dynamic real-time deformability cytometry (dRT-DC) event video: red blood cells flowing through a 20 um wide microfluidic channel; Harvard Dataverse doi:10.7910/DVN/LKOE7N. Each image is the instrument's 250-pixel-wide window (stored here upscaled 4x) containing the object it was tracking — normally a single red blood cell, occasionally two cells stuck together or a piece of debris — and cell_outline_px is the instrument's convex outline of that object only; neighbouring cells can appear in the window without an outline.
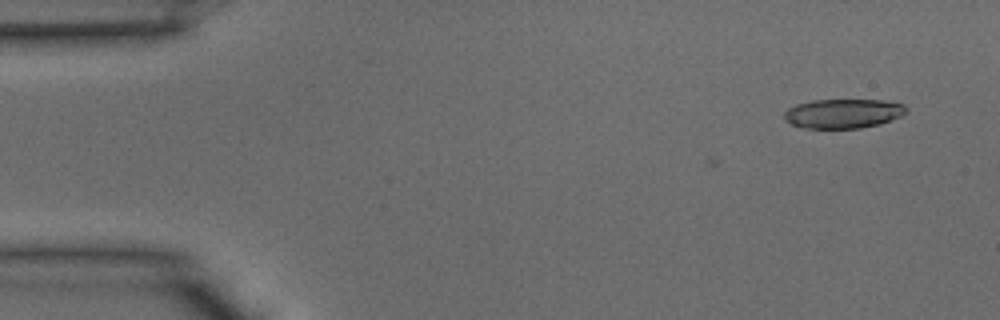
{"species": "common noctule bat (a hibernating species)", "species_latin": "Nyctalus noctula", "temperature_condition": "warm", "stored_images_in_passage": 3, "camera_frame_rate_fps": 3000, "um_per_image_px": 0.085, "animal": {"sex": "male", "body_mass_g": 15.6}, "frame": {"image": 1, "passage_image": 1, "time_ms": 0.0, "image_size_px": [1000, 320], "cell_outline_px": [[908, 112], [900, 116], [880, 124], [860, 128], [804, 128], [792, 124], [784, 116], [784, 112], [788, 108], [796, 104], [812, 100], [884, 100], [904, 104], [908, 108]], "centroid_in_image_um": [71.7, 9.64], "position_along_channel_um": 13.3, "area_um2": 20.87}}